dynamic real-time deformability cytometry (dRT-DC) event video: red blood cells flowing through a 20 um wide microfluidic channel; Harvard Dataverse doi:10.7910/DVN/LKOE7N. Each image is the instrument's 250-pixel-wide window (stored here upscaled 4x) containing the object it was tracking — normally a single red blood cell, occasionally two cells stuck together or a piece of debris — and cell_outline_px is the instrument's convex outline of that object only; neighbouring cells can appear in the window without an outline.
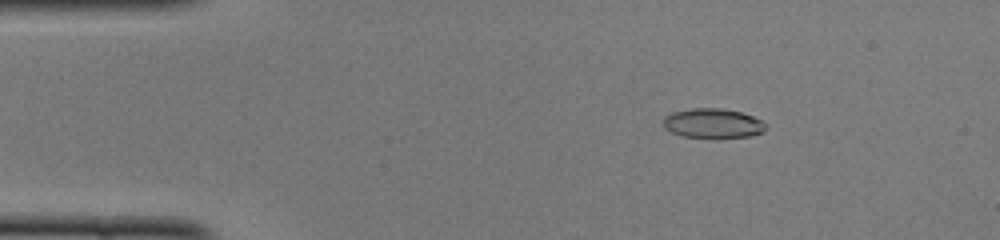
{"species": "common noctule bat (a hibernating species)", "species_latin": "Nyctalus noctula", "temperature_condition": "cold", "stored_images_in_passage": 50, "camera_frame_rate_fps": 3000, "um_per_image_px": 0.085, "animal": {"sex": "female", "body_mass_g": 22.0, "forearm_length_mm": 56.7}, "frame": {"image": 1, "passage_image": 8, "time_ms": 2.333, "image_size_px": [1000, 240], "cell_outline_px": [[768, 128], [760, 132], [748, 136], [716, 140], [684, 136], [672, 132], [664, 128], [664, 116], [672, 112], [692, 108], [720, 108], [740, 112], [752, 116], [768, 124]], "centroid_in_image_um": [60.6, 10.51], "position_along_channel_um": 24.4, "area_um2": 18.09}}
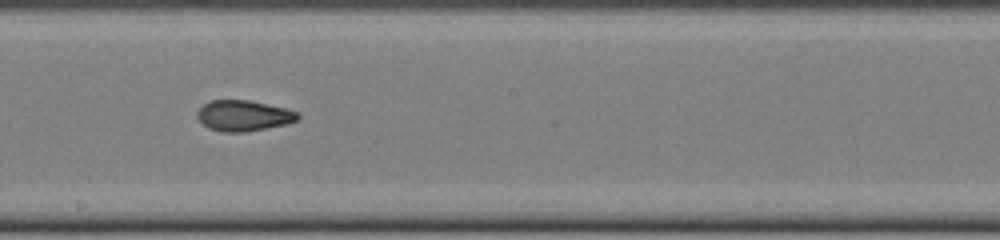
{"frame": {"image": 2, "passage_image": 28, "time_ms": 9.0, "image_size_px": [1000, 240], "cell_outline_px": [[300, 116], [296, 120], [288, 124], [244, 132], [220, 132], [208, 128], [196, 116], [196, 112], [208, 100], [248, 100], [284, 108], [296, 112]], "centroid_in_image_um": [20.66, 9.84], "position_along_channel_um": 227.5, "area_um2": 17.92}}
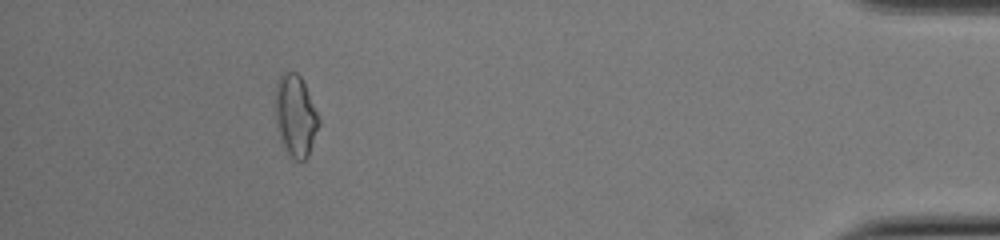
{"frame": {"image": 3, "passage_image": 46, "time_ms": 15.0, "image_size_px": [1000, 240], "cell_outline_px": [[320, 124], [308, 156], [304, 160], [296, 160], [288, 156], [280, 140], [276, 120], [276, 84], [280, 76], [284, 72], [296, 72], [300, 76], [320, 116]], "centroid_in_image_um": [25.13, 9.87], "position_along_channel_um": 410.1, "area_um2": 20.69}, "authors_computed_cell_mechanics": {"area_um2": 18.1203, "velocity_mm_per_s": 4.0133, "shape_relaxation_time_tau1_ms": 4.3342, "shape_relaxation_time_tau2_ms": 1.8732, "deformation_change_tau1": 0.1649, "deformation_change_tau2": 0.0752}}